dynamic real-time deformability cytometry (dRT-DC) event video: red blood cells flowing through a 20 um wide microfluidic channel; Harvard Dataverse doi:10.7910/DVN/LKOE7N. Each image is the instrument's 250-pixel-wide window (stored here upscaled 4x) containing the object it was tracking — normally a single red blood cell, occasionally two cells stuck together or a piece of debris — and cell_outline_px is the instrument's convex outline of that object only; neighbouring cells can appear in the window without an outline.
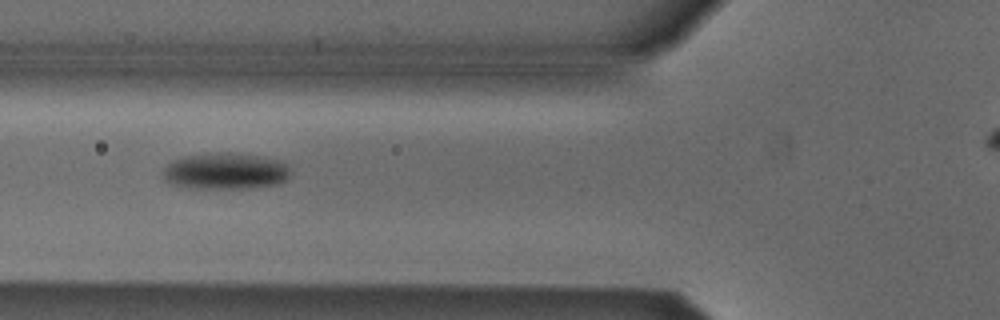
{"species": "Egyptian fruit bat (a non-hibernating species)", "species_latin": "Rousettus aegyptiacus", "temperature_condition": "cold", "stored_images_in_passage": 7, "camera_frame_rate_fps": 3000, "um_per_image_px": 0.085, "animal": {"sex": "male"}, "frame": {"image": 1, "passage_image": 4, "time_ms": 1.0, "image_size_px": [1000, 320], "cell_outline_px": [[292, 172], [288, 180], [276, 184], [248, 188], [188, 188], [168, 184], [164, 180], [164, 168], [172, 160], [184, 156], [208, 152], [224, 152], [260, 156], [280, 160]], "centroid_in_image_um": [19.14, 14.54], "position_along_channel_um": 106.7, "area_um2": 27.4}}
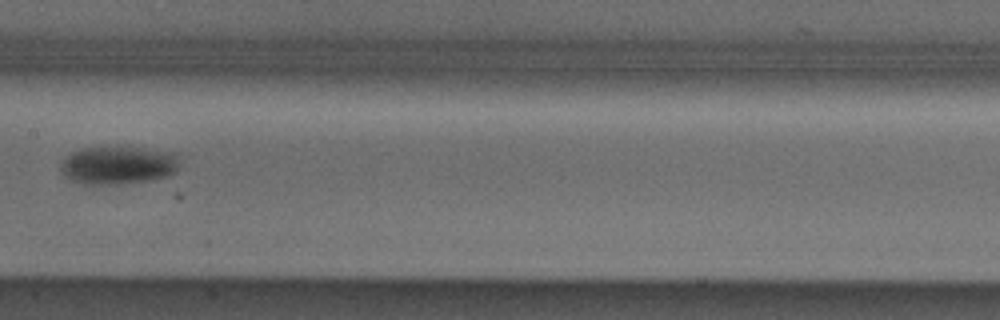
{"frame": {"image": 2, "passage_image": 6, "time_ms": 1.667, "image_size_px": [1000, 320], "cell_outline_px": [[180, 164], [176, 172], [168, 176], [148, 180], [116, 184], [84, 184], [72, 180], [64, 176], [60, 168], [64, 160], [72, 152], [80, 148], [144, 148], [176, 152]], "centroid_in_image_um": [10.09, 14.04], "position_along_channel_um": 197.3, "area_um2": 26.18}}
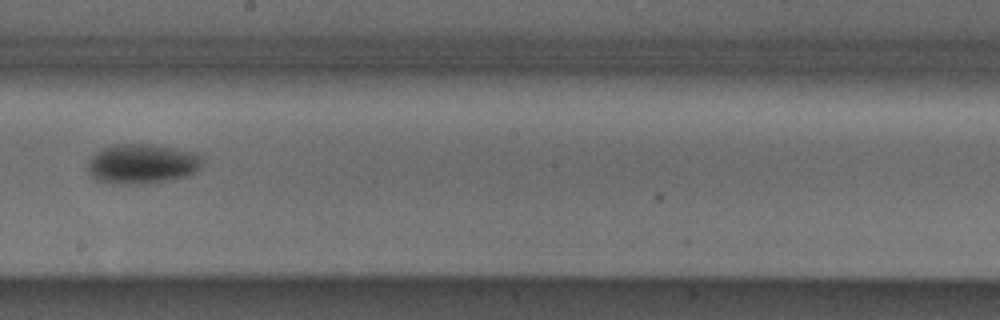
{"frame": {"image": 3, "passage_image": 7, "time_ms": 2.0, "image_size_px": [1000, 320], "cell_outline_px": [[200, 168], [196, 172], [188, 176], [172, 180], [152, 184], [112, 184], [96, 180], [88, 176], [88, 160], [96, 152], [112, 144], [156, 144], [196, 152], [200, 156]], "centroid_in_image_um": [12.06, 13.94], "position_along_channel_um": 236.1, "area_um2": 27.22}}